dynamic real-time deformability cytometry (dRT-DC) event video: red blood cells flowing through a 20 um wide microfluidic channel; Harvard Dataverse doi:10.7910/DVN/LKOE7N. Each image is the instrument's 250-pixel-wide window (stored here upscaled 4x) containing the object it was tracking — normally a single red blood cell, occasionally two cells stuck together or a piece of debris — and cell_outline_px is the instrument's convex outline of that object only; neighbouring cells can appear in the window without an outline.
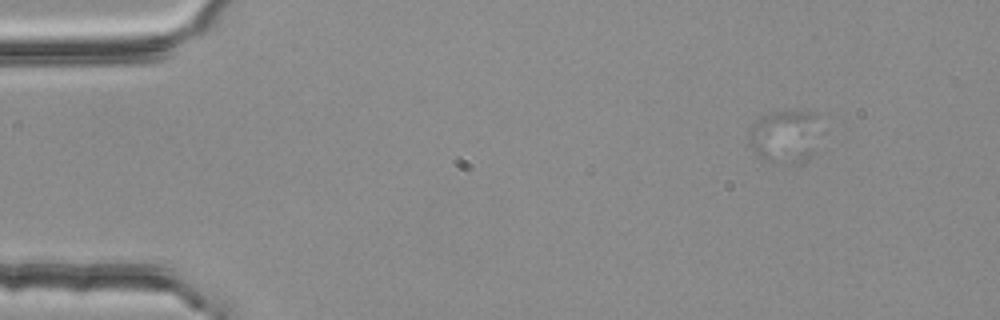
{"species": "common noctule bat (a hibernating species)", "species_latin": "Nyctalus noctula", "temperature_condition": "room temperature", "stored_images_in_passage": 52, "camera_frame_rate_fps": 3000, "um_per_image_px": 0.085, "animal": {"sex": "female", "body_mass_g": 25.1}, "frame": {"image": 1, "passage_image": 1, "time_ms": 0.0, "image_size_px": [1000, 320], "cell_outline_px": [[820, 116], [816, 120], [772, 160], [764, 160], [756, 156], [748, 144], [748, 128], [756, 120], [772, 112], [816, 112]], "centroid_in_image_um": [66.1, 11.22], "position_along_channel_um": 18.9, "area_um2": 15.49}}
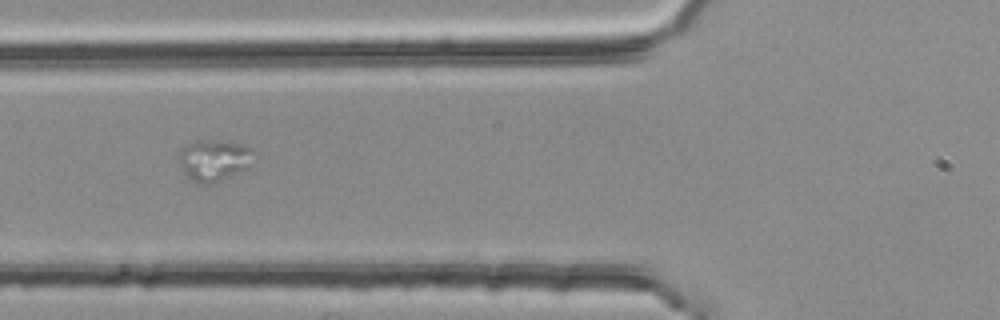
{"frame": {"image": 2, "passage_image": 17, "time_ms": 5.333, "image_size_px": [1000, 320], "cell_outline_px": [[256, 152], [248, 168], [220, 180], [208, 184], [196, 184], [184, 172], [180, 164], [180, 152], [188, 144], [200, 140], [228, 140], [252, 148]], "centroid_in_image_um": [18.24, 13.6], "position_along_channel_um": 107.6, "area_um2": 17.98}}
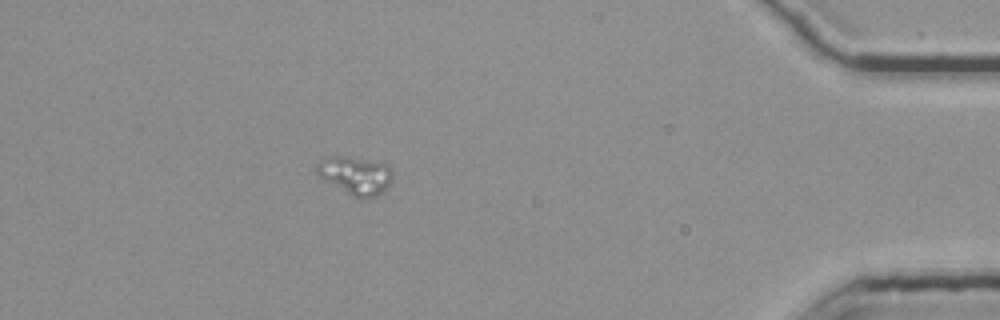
{"frame": {"image": 3, "passage_image": 46, "time_ms": 15.0, "image_size_px": [1000, 320], "cell_outline_px": [[392, 180], [376, 196], [364, 200], [352, 196], [320, 176], [316, 172], [316, 164], [320, 160], [332, 156], [348, 156], [388, 164], [392, 172]], "centroid_in_image_um": [30.22, 14.9], "position_along_channel_um": 405.0, "area_um2": 16.59}}